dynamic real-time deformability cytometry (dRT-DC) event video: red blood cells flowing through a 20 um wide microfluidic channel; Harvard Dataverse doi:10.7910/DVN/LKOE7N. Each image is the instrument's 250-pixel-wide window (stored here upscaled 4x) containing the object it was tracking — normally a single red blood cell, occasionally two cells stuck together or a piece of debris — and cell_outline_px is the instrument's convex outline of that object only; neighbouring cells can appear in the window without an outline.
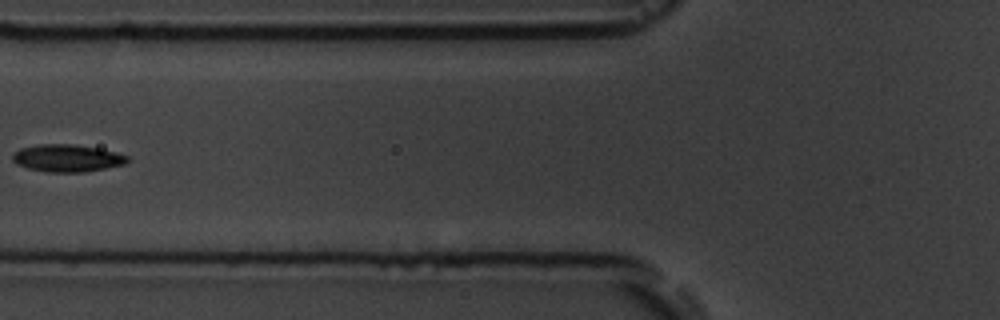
{"species": "common noctule bat (a hibernating species)", "species_latin": "Nyctalus noctula", "temperature_condition": "room temperature", "stored_images_in_passage": 8, "camera_frame_rate_fps": 3000, "um_per_image_px": 0.085, "animal": {"sex": "male", "body_mass_g": 19.5, "forearm_length_mm": 54.6}, "frame": {"image": 1, "passage_image": 6, "time_ms": 6.0, "image_size_px": [1000, 320], "cell_outline_px": [[128, 160], [124, 164], [84, 172], [48, 172], [28, 168], [16, 164], [12, 160], [12, 152], [20, 148], [36, 144], [76, 144], [116, 152], [128, 156]], "centroid_in_image_um": [5.65, 13.43], "position_along_channel_um": 120.2, "area_um2": 18.32}}
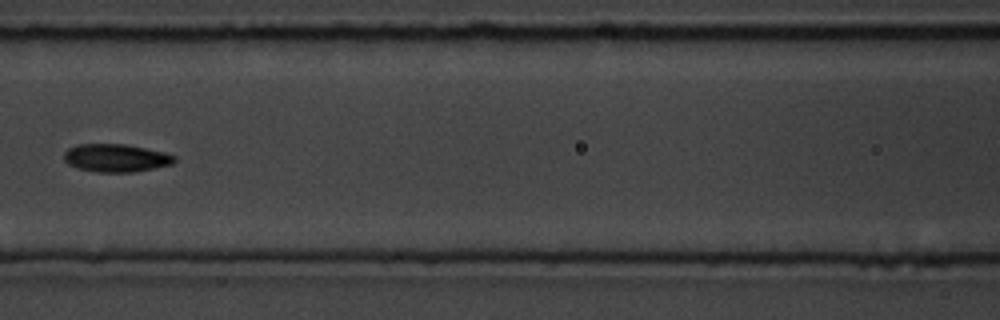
{"frame": {"image": 2, "passage_image": 7, "time_ms": 7.0, "image_size_px": [1000, 320], "cell_outline_px": [[176, 160], [172, 164], [132, 172], [96, 172], [76, 168], [68, 164], [64, 160], [64, 152], [68, 148], [76, 144], [124, 144], [164, 152], [176, 156]], "centroid_in_image_um": [9.82, 13.42], "position_along_channel_um": 156.8, "area_um2": 17.98}}
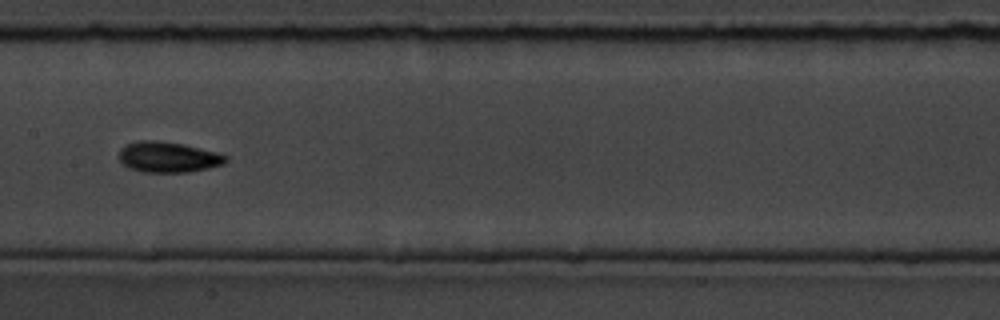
{"frame": {"image": 3, "passage_image": 8, "time_ms": 8.0, "image_size_px": [1000, 320], "cell_outline_px": [[228, 160], [224, 164], [208, 168], [188, 172], [144, 172], [128, 168], [120, 160], [120, 148], [136, 140], [156, 140], [184, 144], [216, 152], [228, 156]], "centroid_in_image_um": [14.3, 13.35], "position_along_channel_um": 193.1, "area_um2": 19.07}}